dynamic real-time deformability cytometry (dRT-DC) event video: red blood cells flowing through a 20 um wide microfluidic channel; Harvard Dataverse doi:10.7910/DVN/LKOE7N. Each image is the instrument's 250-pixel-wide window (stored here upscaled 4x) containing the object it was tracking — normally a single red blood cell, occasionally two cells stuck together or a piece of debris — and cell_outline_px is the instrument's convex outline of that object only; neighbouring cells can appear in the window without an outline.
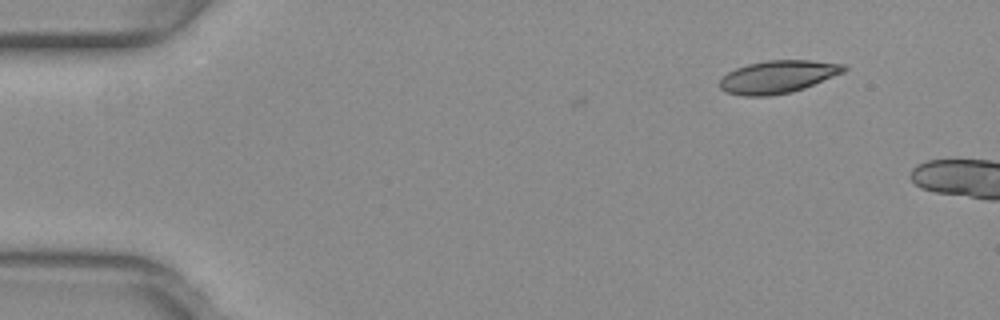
{"species": "common noctule bat (a hibernating species)", "species_latin": "Nyctalus noctula", "temperature_condition": "warm", "stored_images_in_passage": 5, "camera_frame_rate_fps": 3000, "um_per_image_px": 0.085, "animal": {"sex": "female", "body_mass_g": 29.2, "forearm_length_mm": 56.3}, "frame": {"image": 1, "passage_image": 1, "time_ms": 0.0, "image_size_px": [1000, 320], "cell_outline_px": [[848, 68], [844, 72], [804, 88], [792, 92], [768, 96], [744, 96], [724, 92], [720, 88], [720, 80], [728, 72], [736, 68], [748, 64], [764, 60], [812, 60], [844, 64]], "centroid_in_image_um": [66.11, 6.52], "position_along_channel_um": 18.9, "area_um2": 23.7}}